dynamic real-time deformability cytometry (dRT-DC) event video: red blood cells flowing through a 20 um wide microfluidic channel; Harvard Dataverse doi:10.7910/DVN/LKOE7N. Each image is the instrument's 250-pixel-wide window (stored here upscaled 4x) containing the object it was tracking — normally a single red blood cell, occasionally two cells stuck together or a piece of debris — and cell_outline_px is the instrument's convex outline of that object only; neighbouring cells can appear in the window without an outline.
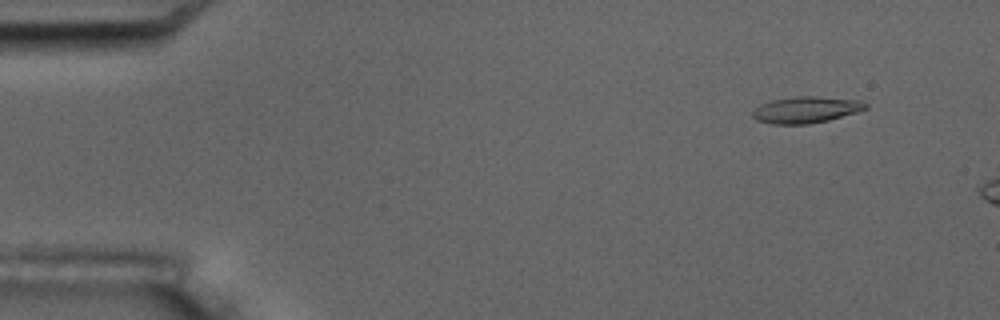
{"species": "common noctule bat (a hibernating species)", "species_latin": "Nyctalus noctula", "temperature_condition": "room temperature", "stored_images_in_passage": 3, "camera_frame_rate_fps": 3000, "um_per_image_px": 0.085, "animal": {"sex": "male", "body_mass_g": 17.5, "forearm_length_mm": 52.3}, "frame": {"image": 1, "passage_image": 1, "time_ms": 0.0, "image_size_px": [1000, 320], "cell_outline_px": [[868, 108], [856, 112], [828, 120], [808, 124], [772, 124], [756, 120], [752, 116], [752, 112], [760, 104], [772, 100], [796, 96], [816, 96], [864, 100], [868, 104]], "centroid_in_image_um": [68.53, 9.32], "position_along_channel_um": 16.5, "area_um2": 17.51}}